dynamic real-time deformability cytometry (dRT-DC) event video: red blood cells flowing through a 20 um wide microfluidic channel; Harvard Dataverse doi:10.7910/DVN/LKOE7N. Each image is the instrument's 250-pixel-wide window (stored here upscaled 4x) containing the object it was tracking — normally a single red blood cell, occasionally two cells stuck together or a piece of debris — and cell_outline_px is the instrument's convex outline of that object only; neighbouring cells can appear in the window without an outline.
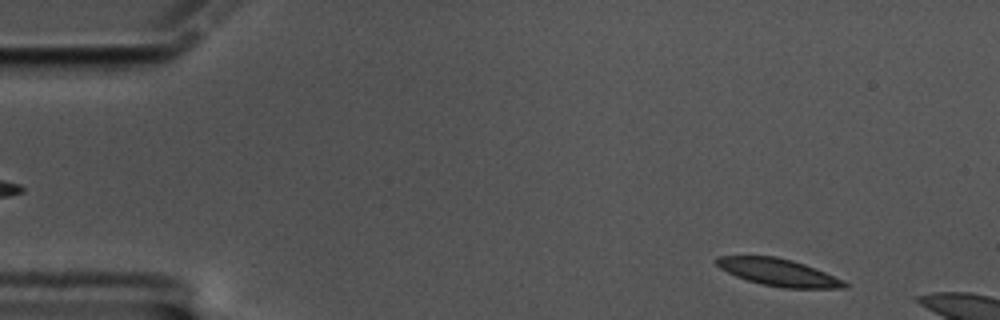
{"species": "common noctule bat (a hibernating species)", "species_latin": "Nyctalus noctula", "temperature_condition": "cold", "stored_images_in_passage": 10, "camera_frame_rate_fps": 3000, "um_per_image_px": 0.085, "animal": {"sex": "male", "body_mass_g": 17.5, "forearm_length_mm": 52.3}, "frame": {"image": 1, "passage_image": 4, "time_ms": 1.0, "image_size_px": [1000, 320], "cell_outline_px": [[848, 288], [784, 288], [760, 284], [736, 276], [720, 268], [712, 260], [716, 256], [776, 256], [792, 260], [804, 264], [844, 280], [848, 284]], "centroid_in_image_um": [66.14, 23.14], "position_along_channel_um": 18.9, "area_um2": 20.29}}